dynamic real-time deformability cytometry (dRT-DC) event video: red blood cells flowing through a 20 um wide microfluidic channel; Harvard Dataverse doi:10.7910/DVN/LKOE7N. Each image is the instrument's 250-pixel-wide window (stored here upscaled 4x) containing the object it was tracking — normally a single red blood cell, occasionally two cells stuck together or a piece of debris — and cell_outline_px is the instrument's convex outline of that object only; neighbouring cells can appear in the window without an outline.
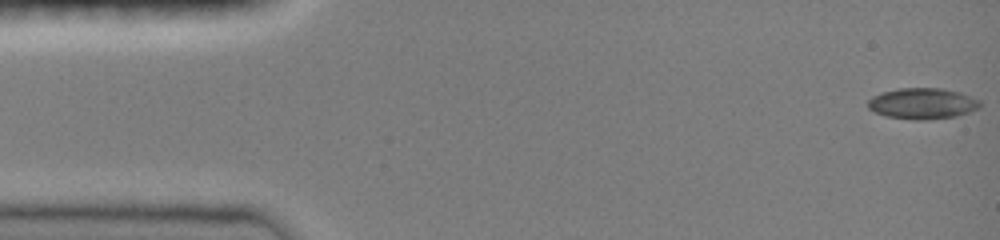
{"species": "common noctule bat (a hibernating species)", "species_latin": "Nyctalus noctula", "temperature_condition": "room temperature", "stored_images_in_passage": 44, "camera_frame_rate_fps": 3000, "um_per_image_px": 0.085, "animal": {"sex": "female", "body_mass_g": 19.0, "forearm_length_mm": 51.5}, "frame": {"image": 1, "passage_image": 1, "time_ms": 0.0, "image_size_px": [1000, 240], "cell_outline_px": [[980, 108], [956, 116], [928, 120], [916, 120], [888, 116], [876, 112], [868, 108], [868, 100], [872, 96], [884, 92], [900, 88], [940, 88], [960, 92], [980, 100]], "centroid_in_image_um": [78.43, 8.8], "position_along_channel_um": 6.6, "area_um2": 20.11}}
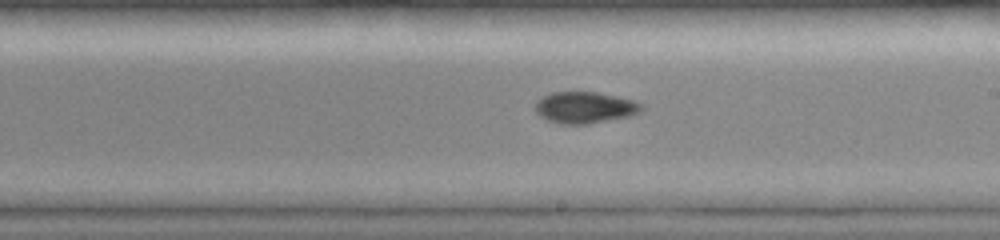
{"frame": {"image": 2, "passage_image": 24, "time_ms": 7.667, "image_size_px": [1000, 240], "cell_outline_px": [[644, 108], [640, 112], [628, 116], [588, 124], [560, 124], [548, 120], [540, 116], [536, 112], [536, 100], [552, 92], [596, 92], [636, 100]], "centroid_in_image_um": [49.71, 9.13], "position_along_channel_um": 239.3, "area_um2": 19.42}}
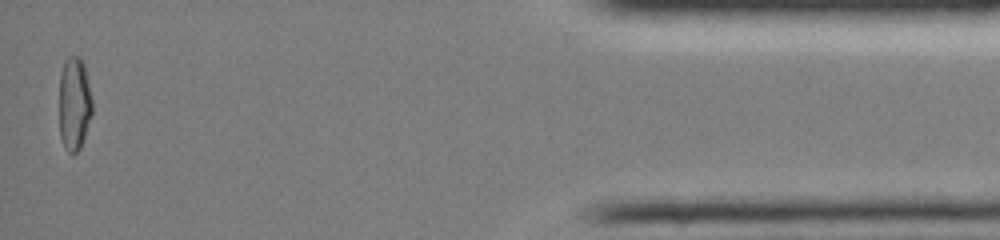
{"frame": {"image": 3, "passage_image": 43, "time_ms": 14.0, "image_size_px": [1000, 240], "cell_outline_px": [[92, 116], [80, 148], [72, 156], [64, 148], [60, 136], [60, 72], [64, 60], [68, 56], [80, 56], [84, 64], [92, 100]], "centroid_in_image_um": [6.31, 8.82], "position_along_channel_um": 428.9, "area_um2": 18.21}, "authors_computed_cell_mechanics": {"area_um2": 18.9584, "velocity_mm_per_s": 4.0956, "shape_relaxation_time_tau1_ms": null, "shape_relaxation_time_tau2_ms": 6.0431, "deformation_change_tau1": null, "deformation_change_tau2": 0.0693}}